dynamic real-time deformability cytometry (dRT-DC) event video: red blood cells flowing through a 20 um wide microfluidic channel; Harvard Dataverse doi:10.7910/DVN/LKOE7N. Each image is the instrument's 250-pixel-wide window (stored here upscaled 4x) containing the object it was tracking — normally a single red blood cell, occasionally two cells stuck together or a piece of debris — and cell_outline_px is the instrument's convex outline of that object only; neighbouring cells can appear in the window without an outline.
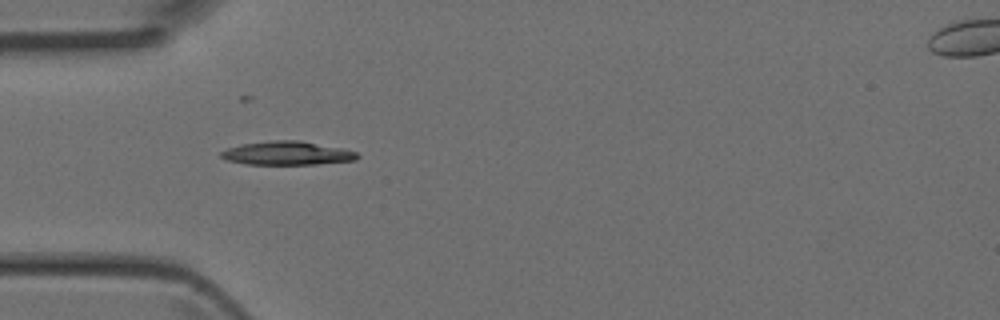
{"species": "Egyptian fruit bat (a non-hibernating species)", "species_latin": "Rousettus aegyptiacus", "temperature_condition": "room temperature", "stored_images_in_passage": 2, "camera_frame_rate_fps": 3000, "um_per_image_px": 0.085, "animal": {"sex": "female"}, "frame": {"image": 1, "passage_image": 1, "time_ms": 0.0, "image_size_px": [1000, 320], "cell_outline_px": [[360, 156], [356, 160], [316, 164], [248, 164], [228, 160], [220, 156], [220, 152], [228, 148], [244, 144], [272, 140], [300, 140], [340, 148], [356, 152]], "centroid_in_image_um": [24.42, 13.02], "position_along_channel_um": 60.6, "area_um2": 18.5}}
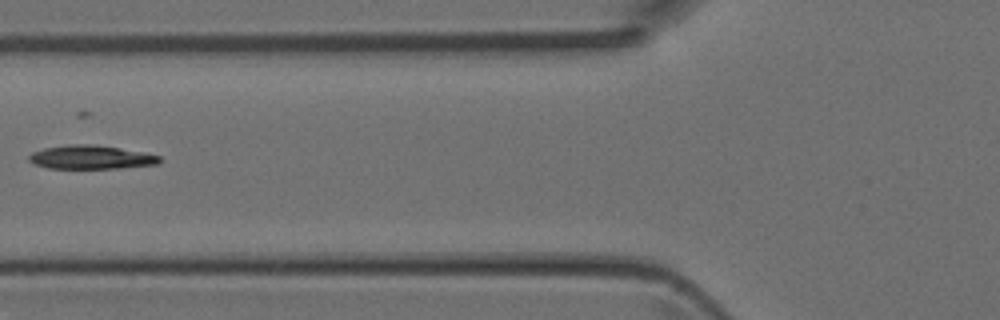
{"frame": {"image": 2, "passage_image": 2, "time_ms": 0.333, "image_size_px": [1000, 320], "cell_outline_px": [[160, 164], [120, 168], [48, 168], [32, 164], [28, 160], [28, 156], [32, 152], [44, 148], [68, 144], [88, 144], [120, 148], [144, 152], [160, 156]], "centroid_in_image_um": [7.71, 13.37], "position_along_channel_um": 118.1, "area_um2": 18.09}}